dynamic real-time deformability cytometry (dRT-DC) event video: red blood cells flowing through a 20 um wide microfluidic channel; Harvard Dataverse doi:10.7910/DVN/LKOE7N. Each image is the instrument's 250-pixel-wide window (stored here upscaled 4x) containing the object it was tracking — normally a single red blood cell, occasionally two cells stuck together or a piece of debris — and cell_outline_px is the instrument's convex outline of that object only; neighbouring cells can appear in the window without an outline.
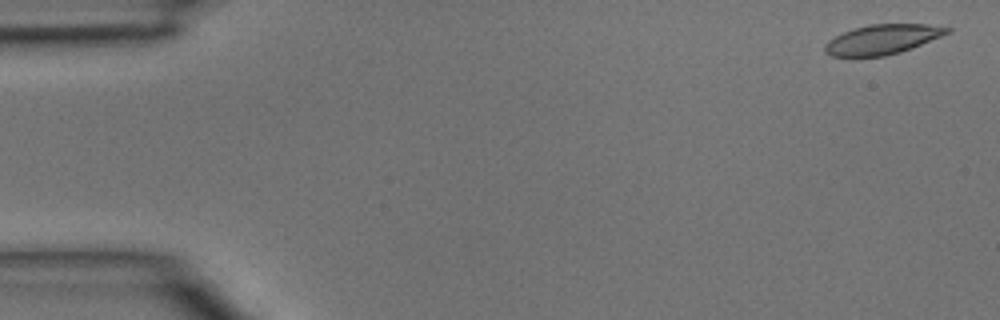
{"species": "common noctule bat (a hibernating species)", "species_latin": "Nyctalus noctula", "temperature_condition": "room temperature", "stored_images_in_passage": 3, "camera_frame_rate_fps": 3000, "um_per_image_px": 0.085, "animal": {"sex": "male", "body_mass_g": 15.6}, "frame": {"image": 1, "passage_image": 1, "time_ms": 0.0, "image_size_px": [1000, 320], "cell_outline_px": [[952, 32], [912, 48], [900, 52], [884, 56], [832, 56], [824, 52], [824, 44], [828, 40], [844, 32], [868, 24], [924, 24], [952, 28]], "centroid_in_image_um": [75.02, 3.35], "position_along_channel_um": 10.0, "area_um2": 21.1}}
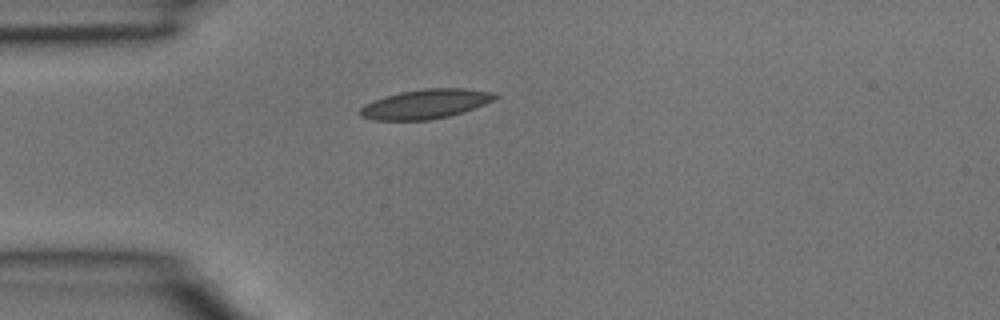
{"frame": {"image": 2, "passage_image": 3, "time_ms": 0.667, "image_size_px": [1000, 320], "cell_outline_px": [[500, 96], [484, 104], [464, 112], [448, 116], [428, 120], [372, 120], [360, 116], [360, 108], [364, 104], [384, 96], [400, 92], [424, 88], [464, 88], [492, 92]], "centroid_in_image_um": [36.15, 8.84], "position_along_channel_um": 48.8, "area_um2": 23.12}}